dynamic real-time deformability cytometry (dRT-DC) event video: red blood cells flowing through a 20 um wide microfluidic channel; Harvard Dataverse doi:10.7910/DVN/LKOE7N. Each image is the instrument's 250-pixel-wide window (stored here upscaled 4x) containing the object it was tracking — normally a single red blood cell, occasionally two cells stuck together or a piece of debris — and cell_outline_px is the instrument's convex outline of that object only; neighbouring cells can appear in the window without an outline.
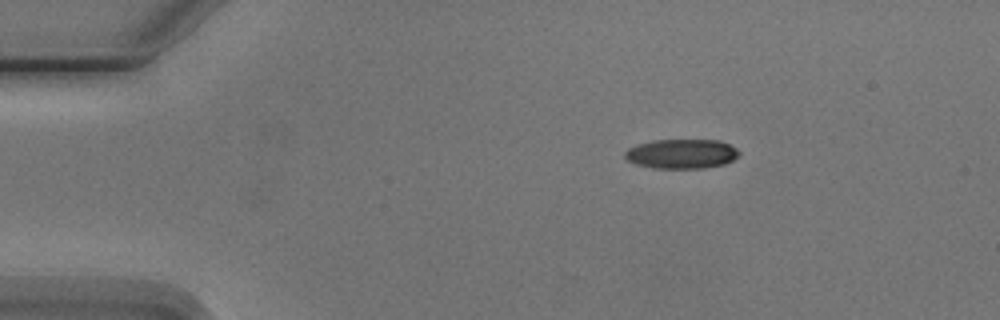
{"species": "Egyptian fruit bat (a non-hibernating species)", "species_latin": "Rousettus aegyptiacus", "temperature_condition": "cold", "stored_images_in_passage": 3, "camera_frame_rate_fps": 3000, "um_per_image_px": 0.085, "animal": {"sex": "male"}, "frame": {"image": 1, "passage_image": 1, "time_ms": 0.0, "image_size_px": [1000, 320], "cell_outline_px": [[740, 152], [732, 160], [724, 164], [704, 168], [652, 168], [636, 164], [628, 160], [624, 156], [624, 152], [628, 148], [636, 144], [652, 140], [720, 140], [736, 148]], "centroid_in_image_um": [57.9, 13.07], "position_along_channel_um": 27.1, "area_um2": 19.65}}